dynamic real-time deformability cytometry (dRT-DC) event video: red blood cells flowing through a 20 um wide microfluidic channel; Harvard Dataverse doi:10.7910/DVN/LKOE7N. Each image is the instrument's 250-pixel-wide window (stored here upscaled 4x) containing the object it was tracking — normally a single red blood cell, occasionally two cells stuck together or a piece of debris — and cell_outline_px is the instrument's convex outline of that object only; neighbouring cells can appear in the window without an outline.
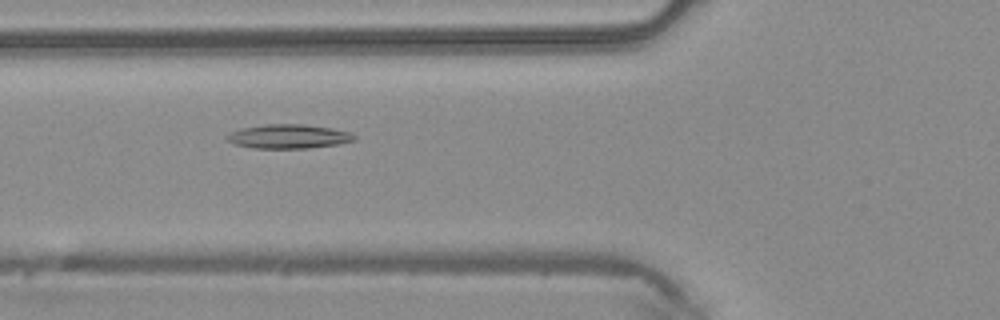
{"species": "common noctule bat (a hibernating species)", "species_latin": "Nyctalus noctula", "temperature_condition": "warm", "stored_images_in_passage": 12, "camera_frame_rate_fps": 3000, "um_per_image_px": 0.085, "animal": {"sex": "male", "body_mass_g": 20.4}, "frame": {"image": 1, "passage_image": 4, "time_ms": 1.0, "image_size_px": [1000, 320], "cell_outline_px": [[356, 140], [340, 144], [308, 148], [252, 148], [236, 144], [228, 140], [224, 136], [240, 128], [264, 124], [304, 124], [332, 128], [348, 132], [356, 136]], "centroid_in_image_um": [24.54, 11.59], "position_along_channel_um": 101.3, "area_um2": 17.92}}
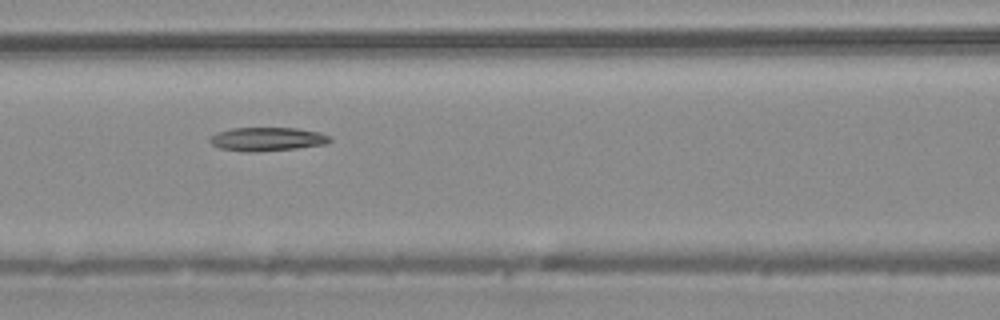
{"frame": {"image": 2, "passage_image": 7, "time_ms": 2.0, "image_size_px": [1000, 320], "cell_outline_px": [[332, 140], [324, 144], [296, 148], [252, 152], [244, 152], [220, 148], [212, 144], [208, 140], [216, 132], [232, 128], [296, 128], [320, 132], [332, 136]], "centroid_in_image_um": [22.71, 11.82], "position_along_channel_um": 143.9, "area_um2": 16.53}}
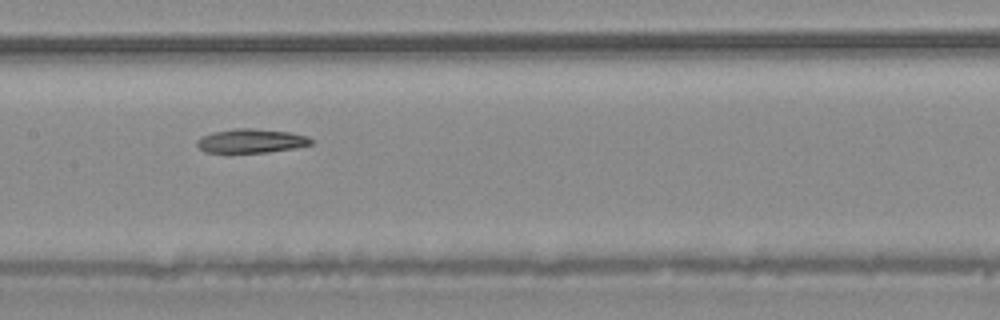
{"frame": {"image": 3, "passage_image": 10, "time_ms": 3.0, "image_size_px": [1000, 320], "cell_outline_px": [[316, 140], [312, 144], [292, 148], [268, 152], [204, 152], [196, 144], [196, 140], [212, 132], [232, 128], [252, 128], [288, 132], [308, 136]], "centroid_in_image_um": [21.36, 11.96], "position_along_channel_um": 186.0, "area_um2": 15.9}}